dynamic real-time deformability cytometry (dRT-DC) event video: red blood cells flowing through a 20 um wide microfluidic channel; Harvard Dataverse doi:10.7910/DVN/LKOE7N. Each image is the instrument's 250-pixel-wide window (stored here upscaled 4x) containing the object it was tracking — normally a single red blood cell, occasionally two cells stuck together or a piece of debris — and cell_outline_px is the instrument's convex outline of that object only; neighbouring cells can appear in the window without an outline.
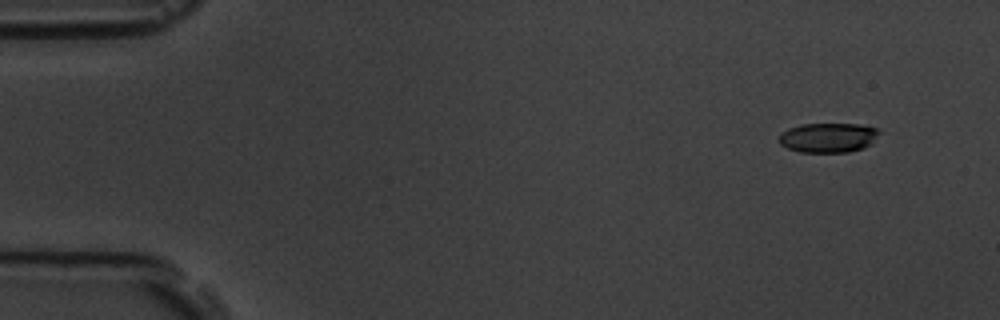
{"species": "common noctule bat (a hibernating species)", "species_latin": "Nyctalus noctula", "temperature_condition": "room temperature", "stored_images_in_passage": 10, "camera_frame_rate_fps": 3000, "um_per_image_px": 0.085, "animal": {"sex": "male", "body_mass_g": 19.5, "forearm_length_mm": 54.6}, "frame": {"image": 1, "passage_image": 1, "time_ms": 0.0, "image_size_px": [1000, 320], "cell_outline_px": [[880, 132], [872, 144], [864, 148], [848, 152], [800, 152], [788, 148], [780, 144], [780, 132], [788, 128], [800, 124], [860, 124], [876, 128]], "centroid_in_image_um": [70.4, 11.69], "position_along_channel_um": 14.6, "area_um2": 17.4}}
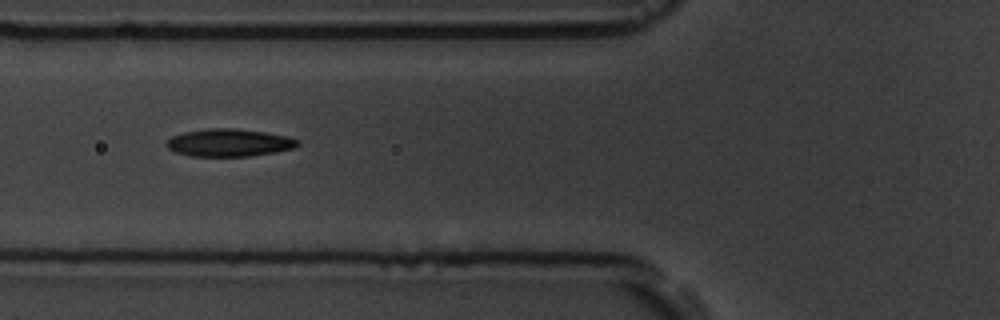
{"frame": {"image": 2, "passage_image": 6, "time_ms": 5.667, "image_size_px": [1000, 320], "cell_outline_px": [[300, 144], [292, 148], [276, 152], [248, 156], [192, 156], [176, 152], [168, 148], [164, 144], [172, 136], [184, 132], [208, 128], [232, 128], [264, 132], [288, 136], [300, 140]], "centroid_in_image_um": [19.48, 12.12], "position_along_channel_um": 106.3, "area_um2": 21.04}}
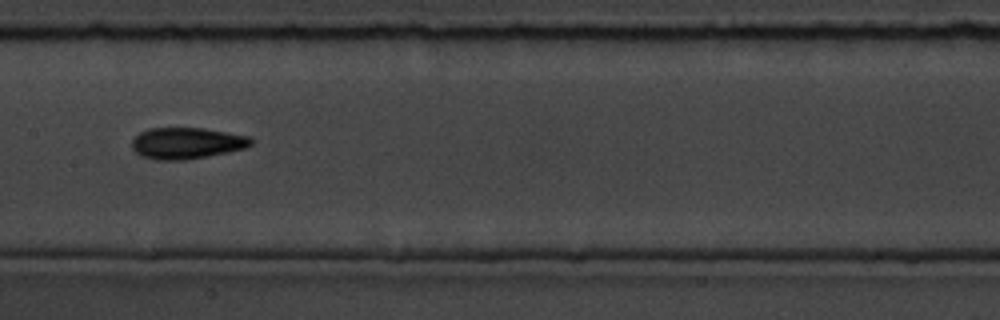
{"frame": {"image": 3, "passage_image": 8, "time_ms": 8.0, "image_size_px": [1000, 320], "cell_outline_px": [[252, 144], [244, 148], [228, 152], [184, 160], [156, 160], [140, 156], [132, 148], [132, 140], [140, 132], [148, 128], [204, 128], [248, 136], [252, 140]], "centroid_in_image_um": [15.83, 12.17], "position_along_channel_um": 191.6, "area_um2": 21.68}}